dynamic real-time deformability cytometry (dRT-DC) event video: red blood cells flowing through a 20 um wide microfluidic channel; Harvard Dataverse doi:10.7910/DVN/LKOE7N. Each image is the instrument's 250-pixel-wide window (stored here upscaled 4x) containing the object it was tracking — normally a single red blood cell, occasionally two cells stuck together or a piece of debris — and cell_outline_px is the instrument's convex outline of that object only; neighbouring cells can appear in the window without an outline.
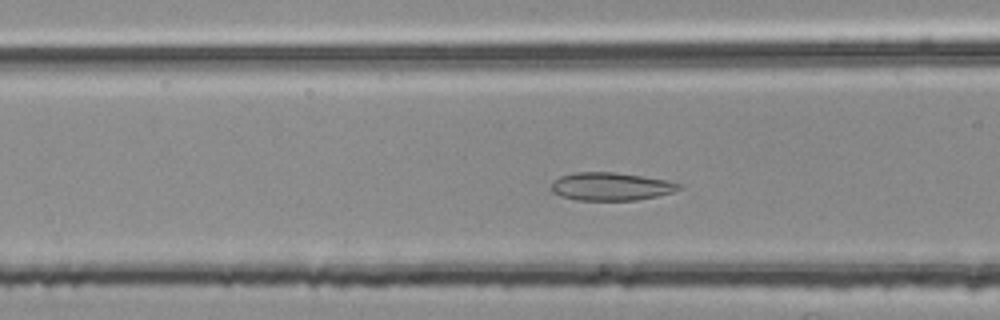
{"species": "common noctule bat (a hibernating species)", "species_latin": "Nyctalus noctula", "temperature_condition": "room temperature", "stored_images_in_passage": 34, "camera_frame_rate_fps": 3000, "um_per_image_px": 0.085, "animal": {"sex": "female", "body_mass_g": 25.1}, "frame": {"image": 1, "passage_image": 5, "time_ms": 1.333, "image_size_px": [1000, 320], "cell_outline_px": [[680, 188], [672, 192], [656, 196], [636, 200], [576, 200], [560, 196], [552, 192], [552, 184], [560, 176], [576, 172], [616, 172], [644, 176], [668, 180], [680, 184]], "centroid_in_image_um": [51.92, 15.84], "position_along_channel_um": 114.7, "area_um2": 20.75}}
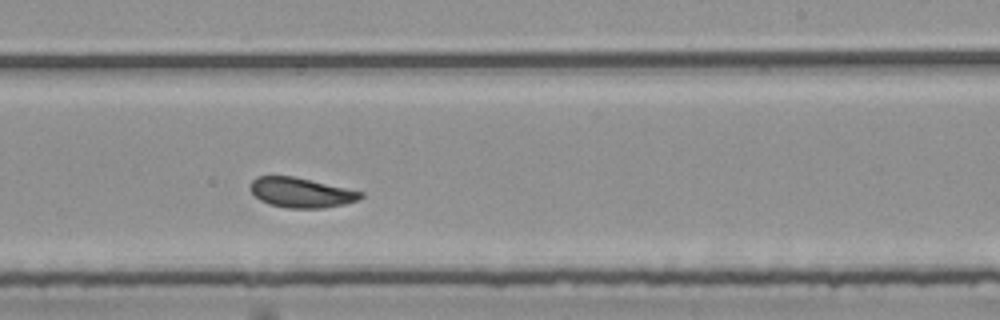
{"frame": {"image": 2, "passage_image": 17, "time_ms": 5.333, "image_size_px": [1000, 320], "cell_outline_px": [[364, 196], [356, 200], [344, 204], [324, 208], [288, 208], [268, 204], [260, 200], [248, 188], [252, 180], [256, 176], [292, 176], [364, 192]], "centroid_in_image_um": [25.56, 16.37], "position_along_channel_um": 263.4, "area_um2": 19.13}}
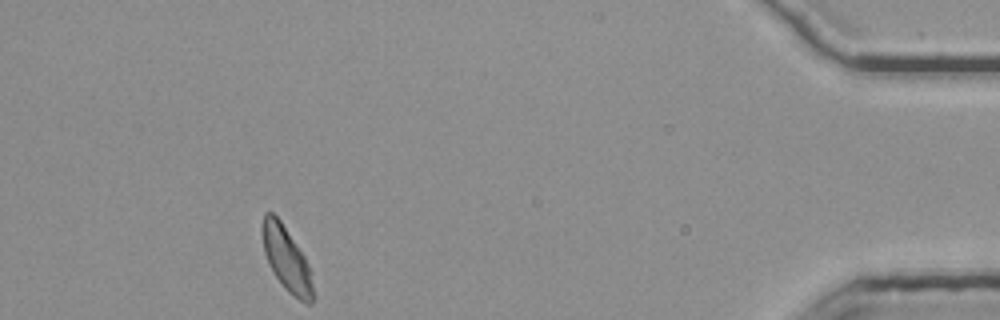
{"frame": {"image": 3, "passage_image": 34, "time_ms": 11.0, "image_size_px": [1000, 320], "cell_outline_px": [[316, 296], [312, 304], [304, 304], [292, 296], [284, 288], [272, 272], [268, 264], [264, 252], [260, 232], [264, 212], [272, 212], [280, 220], [304, 256], [308, 264]], "centroid_in_image_um": [24.35, 22.07], "position_along_channel_um": 410.8, "area_um2": 19.48}, "authors_computed_cell_mechanics": {"area_um2": 19.5364, "velocity_mm_per_s": 3.7212, "shape_relaxation_time_tau1_ms": 4.2092, "shape_relaxation_time_tau2_ms": 1.4945, "deformation_change_tau1": 0.0875, "deformation_change_tau2": 0.0751}}